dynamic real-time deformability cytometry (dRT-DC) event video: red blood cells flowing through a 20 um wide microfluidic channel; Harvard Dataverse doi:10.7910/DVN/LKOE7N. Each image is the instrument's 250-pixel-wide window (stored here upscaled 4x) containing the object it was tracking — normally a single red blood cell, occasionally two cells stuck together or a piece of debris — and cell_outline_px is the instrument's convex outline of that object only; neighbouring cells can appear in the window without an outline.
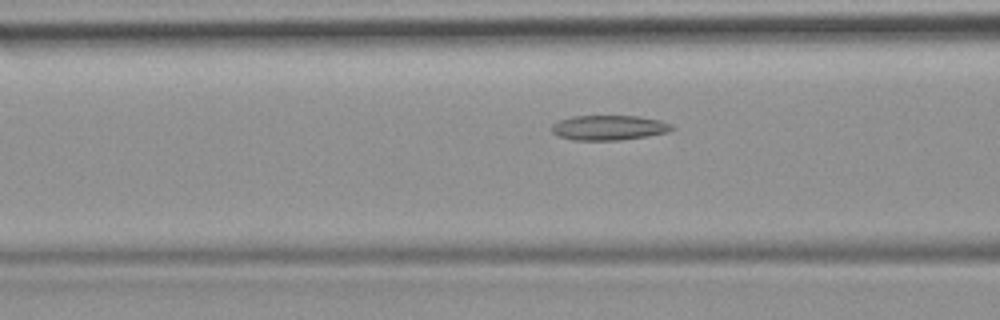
{"species": "common noctule bat (a hibernating species)", "species_latin": "Nyctalus noctula", "temperature_condition": "room temperature", "stored_images_in_passage": 38, "camera_frame_rate_fps": 3000, "um_per_image_px": 0.085, "animal": {"sex": "female", "body_mass_g": 19.9}, "frame": {"image": 1, "passage_image": 8, "time_ms": 2.333, "image_size_px": [1000, 320], "cell_outline_px": [[676, 128], [668, 132], [648, 136], [620, 140], [572, 140], [556, 136], [552, 132], [552, 124], [560, 120], [572, 116], [636, 116], [660, 120], [672, 124]], "centroid_in_image_um": [51.76, 10.86], "position_along_channel_um": 114.8, "area_um2": 17.57}}
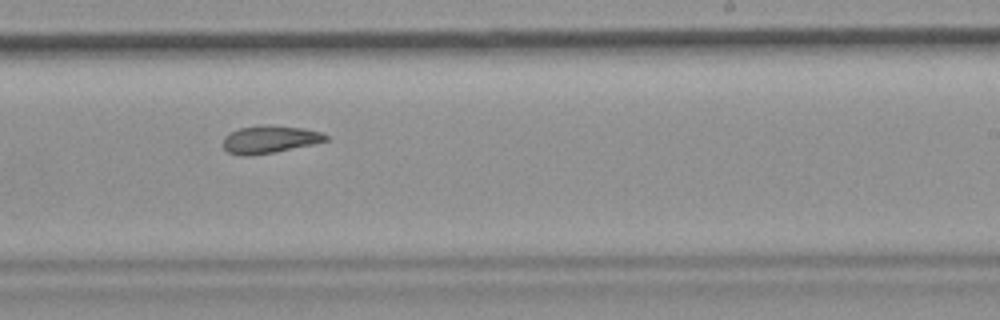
{"frame": {"image": 2, "passage_image": 19, "time_ms": 6.0, "image_size_px": [1000, 320], "cell_outline_px": [[328, 140], [312, 144], [276, 152], [252, 156], [240, 156], [228, 152], [224, 148], [224, 136], [228, 132], [236, 128], [260, 124], [268, 124], [304, 128], [320, 132], [328, 136]], "centroid_in_image_um": [22.87, 11.83], "position_along_channel_um": 266.1, "area_um2": 16.88}}
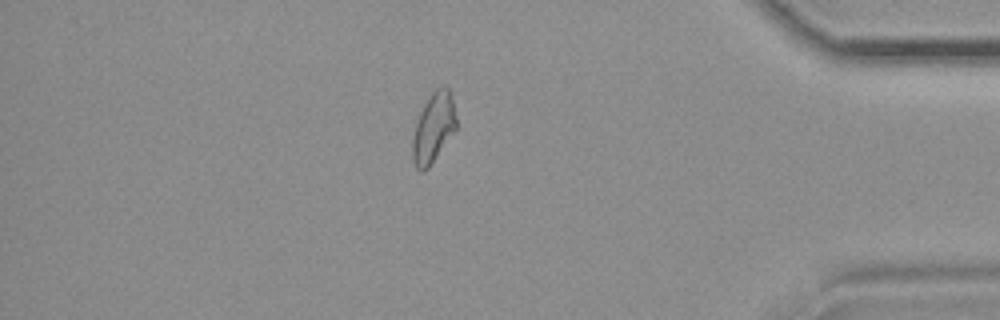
{"frame": {"image": 3, "passage_image": 31, "time_ms": 10.0, "image_size_px": [1000, 320], "cell_outline_px": [[456, 132], [428, 168], [416, 168], [412, 160], [412, 140], [416, 124], [420, 112], [424, 104], [432, 92], [440, 84], [444, 84], [448, 88], [452, 100], [456, 116]], "centroid_in_image_um": [36.86, 10.84], "position_along_channel_um": 398.3, "area_um2": 17.8}}